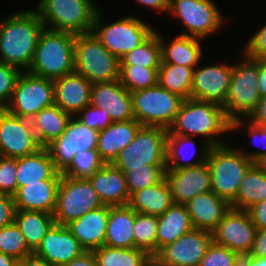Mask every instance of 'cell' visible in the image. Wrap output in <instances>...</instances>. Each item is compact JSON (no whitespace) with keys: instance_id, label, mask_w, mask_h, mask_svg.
Segmentation results:
<instances>
[{"instance_id":"obj_1","label":"cell","mask_w":266,"mask_h":266,"mask_svg":"<svg viewBox=\"0 0 266 266\" xmlns=\"http://www.w3.org/2000/svg\"><path fill=\"white\" fill-rule=\"evenodd\" d=\"M43 28L35 9L7 15L0 22V62L28 71Z\"/></svg>"},{"instance_id":"obj_2","label":"cell","mask_w":266,"mask_h":266,"mask_svg":"<svg viewBox=\"0 0 266 266\" xmlns=\"http://www.w3.org/2000/svg\"><path fill=\"white\" fill-rule=\"evenodd\" d=\"M168 131L181 136H202L204 144L214 147L226 144L218 138L220 134L231 132V121L222 106L188 98L184 99Z\"/></svg>"},{"instance_id":"obj_3","label":"cell","mask_w":266,"mask_h":266,"mask_svg":"<svg viewBox=\"0 0 266 266\" xmlns=\"http://www.w3.org/2000/svg\"><path fill=\"white\" fill-rule=\"evenodd\" d=\"M74 41V34L43 28L27 72L51 80L73 73Z\"/></svg>"},{"instance_id":"obj_4","label":"cell","mask_w":266,"mask_h":266,"mask_svg":"<svg viewBox=\"0 0 266 266\" xmlns=\"http://www.w3.org/2000/svg\"><path fill=\"white\" fill-rule=\"evenodd\" d=\"M243 58L240 63L233 65L229 92L223 106L227 118L231 121V131L246 127L243 120L253 112L261 100L258 84L259 61L245 54Z\"/></svg>"},{"instance_id":"obj_5","label":"cell","mask_w":266,"mask_h":266,"mask_svg":"<svg viewBox=\"0 0 266 266\" xmlns=\"http://www.w3.org/2000/svg\"><path fill=\"white\" fill-rule=\"evenodd\" d=\"M35 10L44 28L79 35L92 32L99 9L92 0H39Z\"/></svg>"},{"instance_id":"obj_6","label":"cell","mask_w":266,"mask_h":266,"mask_svg":"<svg viewBox=\"0 0 266 266\" xmlns=\"http://www.w3.org/2000/svg\"><path fill=\"white\" fill-rule=\"evenodd\" d=\"M211 174V191L231 203L241 181L254 164L239 149L227 144L211 147L207 157Z\"/></svg>"},{"instance_id":"obj_7","label":"cell","mask_w":266,"mask_h":266,"mask_svg":"<svg viewBox=\"0 0 266 266\" xmlns=\"http://www.w3.org/2000/svg\"><path fill=\"white\" fill-rule=\"evenodd\" d=\"M74 72L92 84L119 80L120 59L109 52L93 32L75 35Z\"/></svg>"},{"instance_id":"obj_8","label":"cell","mask_w":266,"mask_h":266,"mask_svg":"<svg viewBox=\"0 0 266 266\" xmlns=\"http://www.w3.org/2000/svg\"><path fill=\"white\" fill-rule=\"evenodd\" d=\"M102 12L96 13L92 32L101 44L119 59L145 42L154 32L149 24L129 15L105 25Z\"/></svg>"},{"instance_id":"obj_9","label":"cell","mask_w":266,"mask_h":266,"mask_svg":"<svg viewBox=\"0 0 266 266\" xmlns=\"http://www.w3.org/2000/svg\"><path fill=\"white\" fill-rule=\"evenodd\" d=\"M135 119L142 126L162 127L173 124L184 98L159 84L131 93Z\"/></svg>"},{"instance_id":"obj_10","label":"cell","mask_w":266,"mask_h":266,"mask_svg":"<svg viewBox=\"0 0 266 266\" xmlns=\"http://www.w3.org/2000/svg\"><path fill=\"white\" fill-rule=\"evenodd\" d=\"M104 206L87 178L61 176L57 190L55 222L67 226L89 211Z\"/></svg>"},{"instance_id":"obj_11","label":"cell","mask_w":266,"mask_h":266,"mask_svg":"<svg viewBox=\"0 0 266 266\" xmlns=\"http://www.w3.org/2000/svg\"><path fill=\"white\" fill-rule=\"evenodd\" d=\"M166 138L167 129L142 126L112 164L123 173L143 165H166Z\"/></svg>"},{"instance_id":"obj_12","label":"cell","mask_w":266,"mask_h":266,"mask_svg":"<svg viewBox=\"0 0 266 266\" xmlns=\"http://www.w3.org/2000/svg\"><path fill=\"white\" fill-rule=\"evenodd\" d=\"M54 104V80L22 72L15 84L9 103L4 108L10 114L32 119L43 108Z\"/></svg>"},{"instance_id":"obj_13","label":"cell","mask_w":266,"mask_h":266,"mask_svg":"<svg viewBox=\"0 0 266 266\" xmlns=\"http://www.w3.org/2000/svg\"><path fill=\"white\" fill-rule=\"evenodd\" d=\"M168 13L177 16L187 29L180 35L202 40L217 33L225 20L213 0H170Z\"/></svg>"},{"instance_id":"obj_14","label":"cell","mask_w":266,"mask_h":266,"mask_svg":"<svg viewBox=\"0 0 266 266\" xmlns=\"http://www.w3.org/2000/svg\"><path fill=\"white\" fill-rule=\"evenodd\" d=\"M98 131L91 129L72 116L62 135L46 146L51 160L59 172L72 162L75 154L82 150L97 148Z\"/></svg>"},{"instance_id":"obj_15","label":"cell","mask_w":266,"mask_h":266,"mask_svg":"<svg viewBox=\"0 0 266 266\" xmlns=\"http://www.w3.org/2000/svg\"><path fill=\"white\" fill-rule=\"evenodd\" d=\"M31 122L10 114L0 113V156L19 158L41 149Z\"/></svg>"},{"instance_id":"obj_16","label":"cell","mask_w":266,"mask_h":266,"mask_svg":"<svg viewBox=\"0 0 266 266\" xmlns=\"http://www.w3.org/2000/svg\"><path fill=\"white\" fill-rule=\"evenodd\" d=\"M256 232L248 211L231 208L212 232L213 242L243 256L251 251Z\"/></svg>"},{"instance_id":"obj_17","label":"cell","mask_w":266,"mask_h":266,"mask_svg":"<svg viewBox=\"0 0 266 266\" xmlns=\"http://www.w3.org/2000/svg\"><path fill=\"white\" fill-rule=\"evenodd\" d=\"M212 242L211 232L193 229L163 247L155 257L163 266H199Z\"/></svg>"},{"instance_id":"obj_18","label":"cell","mask_w":266,"mask_h":266,"mask_svg":"<svg viewBox=\"0 0 266 266\" xmlns=\"http://www.w3.org/2000/svg\"><path fill=\"white\" fill-rule=\"evenodd\" d=\"M233 65L221 63L194 68L191 98L224 106L231 83Z\"/></svg>"},{"instance_id":"obj_19","label":"cell","mask_w":266,"mask_h":266,"mask_svg":"<svg viewBox=\"0 0 266 266\" xmlns=\"http://www.w3.org/2000/svg\"><path fill=\"white\" fill-rule=\"evenodd\" d=\"M175 204H187L195 196L211 191L207 162L181 169H166L164 174Z\"/></svg>"},{"instance_id":"obj_20","label":"cell","mask_w":266,"mask_h":266,"mask_svg":"<svg viewBox=\"0 0 266 266\" xmlns=\"http://www.w3.org/2000/svg\"><path fill=\"white\" fill-rule=\"evenodd\" d=\"M90 104L107 109L113 122L135 119L131 93L120 80L92 84Z\"/></svg>"},{"instance_id":"obj_21","label":"cell","mask_w":266,"mask_h":266,"mask_svg":"<svg viewBox=\"0 0 266 266\" xmlns=\"http://www.w3.org/2000/svg\"><path fill=\"white\" fill-rule=\"evenodd\" d=\"M85 250L73 236L71 230L55 223L34 251L53 266H62L79 257Z\"/></svg>"},{"instance_id":"obj_22","label":"cell","mask_w":266,"mask_h":266,"mask_svg":"<svg viewBox=\"0 0 266 266\" xmlns=\"http://www.w3.org/2000/svg\"><path fill=\"white\" fill-rule=\"evenodd\" d=\"M91 86L89 80L76 72L58 78L54 80V104L75 116L90 104Z\"/></svg>"},{"instance_id":"obj_23","label":"cell","mask_w":266,"mask_h":266,"mask_svg":"<svg viewBox=\"0 0 266 266\" xmlns=\"http://www.w3.org/2000/svg\"><path fill=\"white\" fill-rule=\"evenodd\" d=\"M185 205L193 228L211 233L231 209L230 203L217 196L213 191L201 193Z\"/></svg>"},{"instance_id":"obj_24","label":"cell","mask_w":266,"mask_h":266,"mask_svg":"<svg viewBox=\"0 0 266 266\" xmlns=\"http://www.w3.org/2000/svg\"><path fill=\"white\" fill-rule=\"evenodd\" d=\"M87 179L97 192L103 205H128L130 194L127 188L125 174L112 163L105 164Z\"/></svg>"},{"instance_id":"obj_25","label":"cell","mask_w":266,"mask_h":266,"mask_svg":"<svg viewBox=\"0 0 266 266\" xmlns=\"http://www.w3.org/2000/svg\"><path fill=\"white\" fill-rule=\"evenodd\" d=\"M109 213L110 206L104 205L67 225L85 251L104 246Z\"/></svg>"},{"instance_id":"obj_26","label":"cell","mask_w":266,"mask_h":266,"mask_svg":"<svg viewBox=\"0 0 266 266\" xmlns=\"http://www.w3.org/2000/svg\"><path fill=\"white\" fill-rule=\"evenodd\" d=\"M142 125L136 120L113 122L98 132L97 151L105 164L113 163L119 152L135 138Z\"/></svg>"},{"instance_id":"obj_27","label":"cell","mask_w":266,"mask_h":266,"mask_svg":"<svg viewBox=\"0 0 266 266\" xmlns=\"http://www.w3.org/2000/svg\"><path fill=\"white\" fill-rule=\"evenodd\" d=\"M61 176L62 173L55 168L46 147H42L33 154L17 158V188L40 183L43 180H61Z\"/></svg>"},{"instance_id":"obj_28","label":"cell","mask_w":266,"mask_h":266,"mask_svg":"<svg viewBox=\"0 0 266 266\" xmlns=\"http://www.w3.org/2000/svg\"><path fill=\"white\" fill-rule=\"evenodd\" d=\"M60 180H43L17 188L13 195L17 210L54 213Z\"/></svg>"},{"instance_id":"obj_29","label":"cell","mask_w":266,"mask_h":266,"mask_svg":"<svg viewBox=\"0 0 266 266\" xmlns=\"http://www.w3.org/2000/svg\"><path fill=\"white\" fill-rule=\"evenodd\" d=\"M193 229L186 205L174 203L164 214L158 216L156 254Z\"/></svg>"},{"instance_id":"obj_30","label":"cell","mask_w":266,"mask_h":266,"mask_svg":"<svg viewBox=\"0 0 266 266\" xmlns=\"http://www.w3.org/2000/svg\"><path fill=\"white\" fill-rule=\"evenodd\" d=\"M135 211L129 205L110 206L104 246L134 248Z\"/></svg>"},{"instance_id":"obj_31","label":"cell","mask_w":266,"mask_h":266,"mask_svg":"<svg viewBox=\"0 0 266 266\" xmlns=\"http://www.w3.org/2000/svg\"><path fill=\"white\" fill-rule=\"evenodd\" d=\"M174 204L166 180L137 190L130 195L128 205L135 211L147 215L160 216Z\"/></svg>"},{"instance_id":"obj_32","label":"cell","mask_w":266,"mask_h":266,"mask_svg":"<svg viewBox=\"0 0 266 266\" xmlns=\"http://www.w3.org/2000/svg\"><path fill=\"white\" fill-rule=\"evenodd\" d=\"M194 137L191 136H181L176 134H171L167 130L166 138V169H181L199 165L201 163L207 162L208 153L210 146L205 144L202 151H199L197 159H191L196 153ZM187 147V152L184 150ZM191 146V150L190 147ZM190 153V154H189ZM189 154V155H188ZM194 160V161H192Z\"/></svg>"},{"instance_id":"obj_33","label":"cell","mask_w":266,"mask_h":266,"mask_svg":"<svg viewBox=\"0 0 266 266\" xmlns=\"http://www.w3.org/2000/svg\"><path fill=\"white\" fill-rule=\"evenodd\" d=\"M161 44V63H172L181 66L195 68L202 58V39L177 35L171 43H165L163 36L159 34Z\"/></svg>"},{"instance_id":"obj_34","label":"cell","mask_w":266,"mask_h":266,"mask_svg":"<svg viewBox=\"0 0 266 266\" xmlns=\"http://www.w3.org/2000/svg\"><path fill=\"white\" fill-rule=\"evenodd\" d=\"M71 117L69 113L64 112L55 104L38 112L30 119V122L39 144L46 147L53 140L59 138Z\"/></svg>"},{"instance_id":"obj_35","label":"cell","mask_w":266,"mask_h":266,"mask_svg":"<svg viewBox=\"0 0 266 266\" xmlns=\"http://www.w3.org/2000/svg\"><path fill=\"white\" fill-rule=\"evenodd\" d=\"M55 223L53 215L49 213L28 210L16 211L15 224L21 230L28 247L33 252Z\"/></svg>"},{"instance_id":"obj_36","label":"cell","mask_w":266,"mask_h":266,"mask_svg":"<svg viewBox=\"0 0 266 266\" xmlns=\"http://www.w3.org/2000/svg\"><path fill=\"white\" fill-rule=\"evenodd\" d=\"M266 200V174L255 164L245 173L231 208L247 211L254 204Z\"/></svg>"},{"instance_id":"obj_37","label":"cell","mask_w":266,"mask_h":266,"mask_svg":"<svg viewBox=\"0 0 266 266\" xmlns=\"http://www.w3.org/2000/svg\"><path fill=\"white\" fill-rule=\"evenodd\" d=\"M194 68L172 63H161L158 69V84L184 99L191 98Z\"/></svg>"},{"instance_id":"obj_38","label":"cell","mask_w":266,"mask_h":266,"mask_svg":"<svg viewBox=\"0 0 266 266\" xmlns=\"http://www.w3.org/2000/svg\"><path fill=\"white\" fill-rule=\"evenodd\" d=\"M93 253L99 266H142L150 257L148 253L137 248H112L102 246Z\"/></svg>"},{"instance_id":"obj_39","label":"cell","mask_w":266,"mask_h":266,"mask_svg":"<svg viewBox=\"0 0 266 266\" xmlns=\"http://www.w3.org/2000/svg\"><path fill=\"white\" fill-rule=\"evenodd\" d=\"M162 61L159 33L154 32L145 42L120 59V65L160 67Z\"/></svg>"},{"instance_id":"obj_40","label":"cell","mask_w":266,"mask_h":266,"mask_svg":"<svg viewBox=\"0 0 266 266\" xmlns=\"http://www.w3.org/2000/svg\"><path fill=\"white\" fill-rule=\"evenodd\" d=\"M158 216L135 212L133 227L134 248L141 249L150 256L156 255Z\"/></svg>"},{"instance_id":"obj_41","label":"cell","mask_w":266,"mask_h":266,"mask_svg":"<svg viewBox=\"0 0 266 266\" xmlns=\"http://www.w3.org/2000/svg\"><path fill=\"white\" fill-rule=\"evenodd\" d=\"M158 69L159 67L120 65L119 80L130 93L143 90L158 84Z\"/></svg>"},{"instance_id":"obj_42","label":"cell","mask_w":266,"mask_h":266,"mask_svg":"<svg viewBox=\"0 0 266 266\" xmlns=\"http://www.w3.org/2000/svg\"><path fill=\"white\" fill-rule=\"evenodd\" d=\"M166 165H143L127 170L125 179L129 194L159 183L163 178Z\"/></svg>"},{"instance_id":"obj_43","label":"cell","mask_w":266,"mask_h":266,"mask_svg":"<svg viewBox=\"0 0 266 266\" xmlns=\"http://www.w3.org/2000/svg\"><path fill=\"white\" fill-rule=\"evenodd\" d=\"M105 165L97 149L78 151L70 165L62 172L72 178H88Z\"/></svg>"},{"instance_id":"obj_44","label":"cell","mask_w":266,"mask_h":266,"mask_svg":"<svg viewBox=\"0 0 266 266\" xmlns=\"http://www.w3.org/2000/svg\"><path fill=\"white\" fill-rule=\"evenodd\" d=\"M0 252L18 261L33 253L15 222L0 229Z\"/></svg>"},{"instance_id":"obj_45","label":"cell","mask_w":266,"mask_h":266,"mask_svg":"<svg viewBox=\"0 0 266 266\" xmlns=\"http://www.w3.org/2000/svg\"><path fill=\"white\" fill-rule=\"evenodd\" d=\"M107 109H100L92 104L81 109L74 117L85 126L101 131L113 123Z\"/></svg>"},{"instance_id":"obj_46","label":"cell","mask_w":266,"mask_h":266,"mask_svg":"<svg viewBox=\"0 0 266 266\" xmlns=\"http://www.w3.org/2000/svg\"><path fill=\"white\" fill-rule=\"evenodd\" d=\"M239 257L236 252L212 242L199 266H233Z\"/></svg>"},{"instance_id":"obj_47","label":"cell","mask_w":266,"mask_h":266,"mask_svg":"<svg viewBox=\"0 0 266 266\" xmlns=\"http://www.w3.org/2000/svg\"><path fill=\"white\" fill-rule=\"evenodd\" d=\"M22 71L12 65L0 62V107L9 103L16 81Z\"/></svg>"},{"instance_id":"obj_48","label":"cell","mask_w":266,"mask_h":266,"mask_svg":"<svg viewBox=\"0 0 266 266\" xmlns=\"http://www.w3.org/2000/svg\"><path fill=\"white\" fill-rule=\"evenodd\" d=\"M17 158L0 156V194L13 196L17 191Z\"/></svg>"},{"instance_id":"obj_49","label":"cell","mask_w":266,"mask_h":266,"mask_svg":"<svg viewBox=\"0 0 266 266\" xmlns=\"http://www.w3.org/2000/svg\"><path fill=\"white\" fill-rule=\"evenodd\" d=\"M243 54L252 59L266 62V24L249 38L243 48Z\"/></svg>"},{"instance_id":"obj_50","label":"cell","mask_w":266,"mask_h":266,"mask_svg":"<svg viewBox=\"0 0 266 266\" xmlns=\"http://www.w3.org/2000/svg\"><path fill=\"white\" fill-rule=\"evenodd\" d=\"M248 132L249 135L251 136L252 140V144H255L259 147L262 148V150L260 151H256L253 153H248V152H243L241 151L248 159H250L253 163H255L258 159L266 156V126H260V125H256L253 124L251 121L248 120ZM254 139V140H253ZM258 140V141H256ZM256 141V142H255ZM262 141V142H260ZM258 142V144H257ZM262 143L263 146L260 144Z\"/></svg>"},{"instance_id":"obj_51","label":"cell","mask_w":266,"mask_h":266,"mask_svg":"<svg viewBox=\"0 0 266 266\" xmlns=\"http://www.w3.org/2000/svg\"><path fill=\"white\" fill-rule=\"evenodd\" d=\"M16 211L13 196L0 194V229L15 222Z\"/></svg>"},{"instance_id":"obj_52","label":"cell","mask_w":266,"mask_h":266,"mask_svg":"<svg viewBox=\"0 0 266 266\" xmlns=\"http://www.w3.org/2000/svg\"><path fill=\"white\" fill-rule=\"evenodd\" d=\"M247 211L250 214L252 222L257 230L266 229V200L254 204Z\"/></svg>"},{"instance_id":"obj_53","label":"cell","mask_w":266,"mask_h":266,"mask_svg":"<svg viewBox=\"0 0 266 266\" xmlns=\"http://www.w3.org/2000/svg\"><path fill=\"white\" fill-rule=\"evenodd\" d=\"M249 255L253 257H266V229L257 230Z\"/></svg>"},{"instance_id":"obj_54","label":"cell","mask_w":266,"mask_h":266,"mask_svg":"<svg viewBox=\"0 0 266 266\" xmlns=\"http://www.w3.org/2000/svg\"><path fill=\"white\" fill-rule=\"evenodd\" d=\"M247 120L256 125L266 126V98H261Z\"/></svg>"},{"instance_id":"obj_55","label":"cell","mask_w":266,"mask_h":266,"mask_svg":"<svg viewBox=\"0 0 266 266\" xmlns=\"http://www.w3.org/2000/svg\"><path fill=\"white\" fill-rule=\"evenodd\" d=\"M62 266H99L93 251H85L79 257Z\"/></svg>"},{"instance_id":"obj_56","label":"cell","mask_w":266,"mask_h":266,"mask_svg":"<svg viewBox=\"0 0 266 266\" xmlns=\"http://www.w3.org/2000/svg\"><path fill=\"white\" fill-rule=\"evenodd\" d=\"M146 6L147 8L158 10L159 12L168 13L170 8V0H134Z\"/></svg>"},{"instance_id":"obj_57","label":"cell","mask_w":266,"mask_h":266,"mask_svg":"<svg viewBox=\"0 0 266 266\" xmlns=\"http://www.w3.org/2000/svg\"><path fill=\"white\" fill-rule=\"evenodd\" d=\"M18 266H53L34 252L18 261Z\"/></svg>"},{"instance_id":"obj_58","label":"cell","mask_w":266,"mask_h":266,"mask_svg":"<svg viewBox=\"0 0 266 266\" xmlns=\"http://www.w3.org/2000/svg\"><path fill=\"white\" fill-rule=\"evenodd\" d=\"M258 84L261 98H266V62L259 61Z\"/></svg>"},{"instance_id":"obj_59","label":"cell","mask_w":266,"mask_h":266,"mask_svg":"<svg viewBox=\"0 0 266 266\" xmlns=\"http://www.w3.org/2000/svg\"><path fill=\"white\" fill-rule=\"evenodd\" d=\"M247 266H266V257H253L249 254L240 256Z\"/></svg>"},{"instance_id":"obj_60","label":"cell","mask_w":266,"mask_h":266,"mask_svg":"<svg viewBox=\"0 0 266 266\" xmlns=\"http://www.w3.org/2000/svg\"><path fill=\"white\" fill-rule=\"evenodd\" d=\"M0 266H18V260L0 252Z\"/></svg>"},{"instance_id":"obj_61","label":"cell","mask_w":266,"mask_h":266,"mask_svg":"<svg viewBox=\"0 0 266 266\" xmlns=\"http://www.w3.org/2000/svg\"><path fill=\"white\" fill-rule=\"evenodd\" d=\"M142 266H163L155 256H150Z\"/></svg>"},{"instance_id":"obj_62","label":"cell","mask_w":266,"mask_h":266,"mask_svg":"<svg viewBox=\"0 0 266 266\" xmlns=\"http://www.w3.org/2000/svg\"><path fill=\"white\" fill-rule=\"evenodd\" d=\"M264 174H266V156L258 159L254 163Z\"/></svg>"},{"instance_id":"obj_63","label":"cell","mask_w":266,"mask_h":266,"mask_svg":"<svg viewBox=\"0 0 266 266\" xmlns=\"http://www.w3.org/2000/svg\"><path fill=\"white\" fill-rule=\"evenodd\" d=\"M233 266H247V265L246 262L241 257H239L236 260V262L233 264Z\"/></svg>"}]
</instances>
